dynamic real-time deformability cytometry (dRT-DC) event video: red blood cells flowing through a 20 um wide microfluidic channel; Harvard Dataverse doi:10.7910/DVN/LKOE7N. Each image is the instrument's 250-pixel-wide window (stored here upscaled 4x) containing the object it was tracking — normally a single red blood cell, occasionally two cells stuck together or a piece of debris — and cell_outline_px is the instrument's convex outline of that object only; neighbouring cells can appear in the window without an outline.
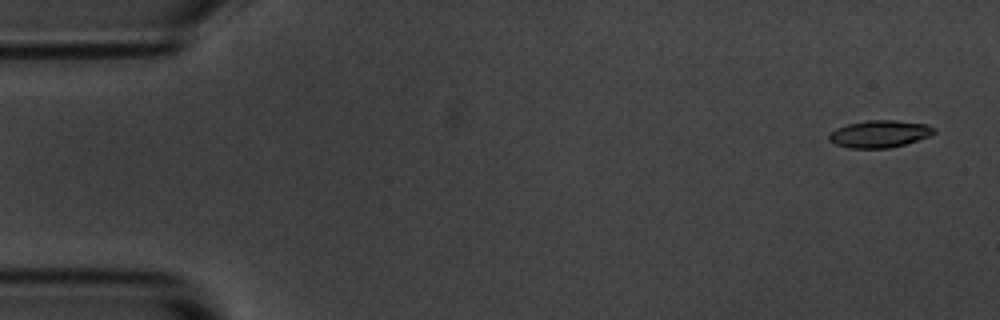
{"species": "common noctule bat (a hibernating species)", "species_latin": "Nyctalus noctula", "temperature_condition": "room temperature", "stored_images_in_passage": 5, "camera_frame_rate_fps": 3000, "um_per_image_px": 0.085, "animal": {"sex": "male", "body_mass_g": 20.1, "forearm_length_mm": 53.5}, "frame": {"image": 1, "passage_image": 1, "time_ms": 0.0, "image_size_px": [1000, 320], "cell_outline_px": [[936, 132], [928, 136], [904, 144], [888, 148], [848, 148], [836, 144], [828, 140], [828, 136], [836, 128], [848, 124], [868, 120], [896, 120], [928, 124], [936, 128]], "centroid_in_image_um": [74.77, 11.37], "position_along_channel_um": 10.2, "area_um2": 16.59}}